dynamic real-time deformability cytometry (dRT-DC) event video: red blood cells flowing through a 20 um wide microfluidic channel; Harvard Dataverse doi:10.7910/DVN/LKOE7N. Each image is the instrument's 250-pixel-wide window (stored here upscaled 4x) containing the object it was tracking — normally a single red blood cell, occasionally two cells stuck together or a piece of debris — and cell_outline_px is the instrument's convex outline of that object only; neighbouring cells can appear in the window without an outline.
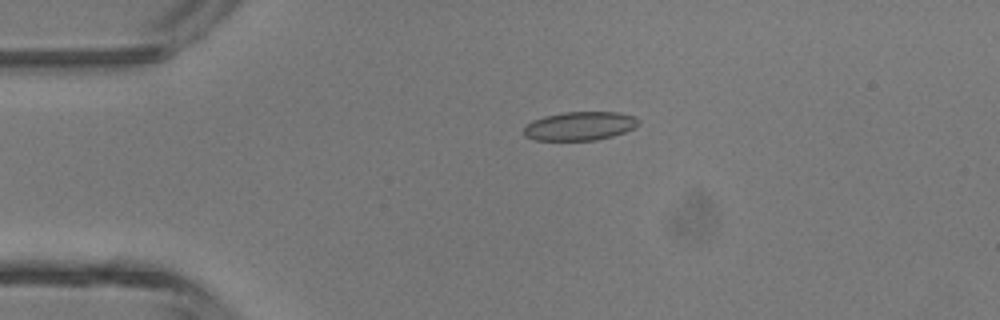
{"species": "common noctule bat (a hibernating species)", "species_latin": "Nyctalus noctula", "temperature_condition": "room temperature", "stored_images_in_passage": 3, "camera_frame_rate_fps": 3000, "um_per_image_px": 0.085, "animal": {"sex": "male", "body_mass_g": 13.3}, "frame": {"image": 1, "passage_image": 2, "time_ms": 2.0, "image_size_px": [1000, 320], "cell_outline_px": [[640, 124], [624, 132], [612, 136], [596, 140], [536, 140], [524, 136], [524, 128], [532, 120], [544, 116], [564, 112], [616, 112], [636, 116], [640, 120]], "centroid_in_image_um": [49.3, 10.7], "position_along_channel_um": 35.7, "area_um2": 19.19}}